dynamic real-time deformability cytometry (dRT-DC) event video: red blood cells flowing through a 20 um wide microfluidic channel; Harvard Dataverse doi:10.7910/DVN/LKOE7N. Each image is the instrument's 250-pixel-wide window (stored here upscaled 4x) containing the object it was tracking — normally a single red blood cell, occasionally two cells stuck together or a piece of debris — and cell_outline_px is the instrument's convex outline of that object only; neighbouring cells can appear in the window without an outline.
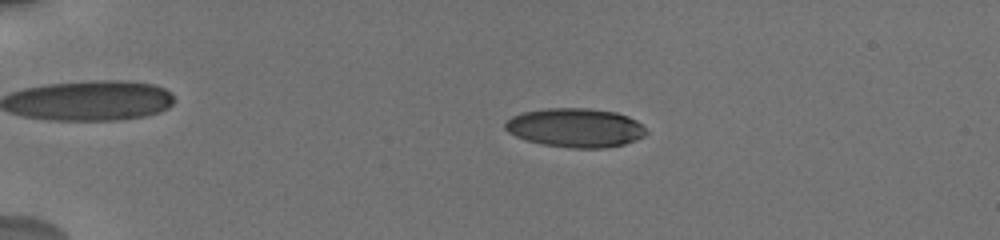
{"species": "human", "species_latin": "Homo sapiens", "temperature_condition": "cold", "stored_images_in_passage": 42, "camera_frame_rate_fps": 3000, "um_per_image_px": 0.085, "donor": {"sex": "male"}, "frame": {"image": 1, "passage_image": 15, "time_ms": 4.0, "image_size_px": [1000, 240], "cell_outline_px": [[648, 132], [644, 136], [636, 140], [624, 144], [608, 148], [572, 148], [544, 144], [528, 140], [516, 136], [508, 132], [504, 128], [504, 120], [520, 112], [544, 108], [588, 108], [616, 112], [628, 116], [636, 120]], "centroid_in_image_um": [48.89, 10.85], "position_along_channel_um": 36.1, "area_um2": 32.25}}
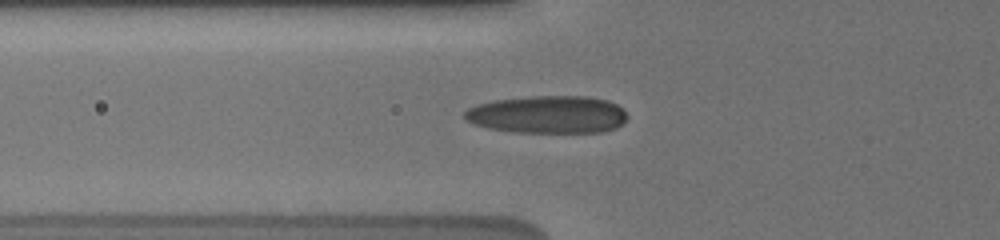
{"frame": {"image": 2, "passage_image": 26, "time_ms": 7.0, "image_size_px": [1000, 240], "cell_outline_px": [[628, 116], [616, 128], [600, 132], [516, 132], [488, 128], [472, 124], [464, 120], [464, 112], [468, 108], [476, 104], [492, 100], [528, 96], [588, 96], [608, 100], [624, 108]], "centroid_in_image_um": [46.53, 9.72], "position_along_channel_um": 79.3, "area_um2": 36.01}}
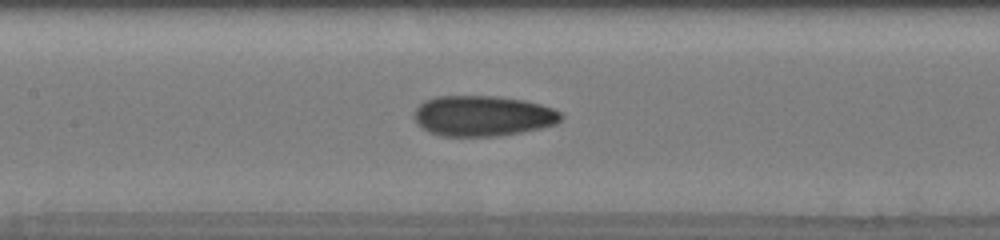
{"frame": {"image": 3, "passage_image": 37, "time_ms": 9.333, "image_size_px": [1000, 240], "cell_outline_px": [[564, 116], [556, 124], [540, 128], [520, 132], [496, 136], [440, 136], [428, 132], [416, 124], [416, 108], [424, 100], [436, 96], [496, 96], [524, 100], [540, 104], [552, 108], [560, 112]], "centroid_in_image_um": [41.03, 9.85], "position_along_channel_um": 166.4, "area_um2": 34.68}}